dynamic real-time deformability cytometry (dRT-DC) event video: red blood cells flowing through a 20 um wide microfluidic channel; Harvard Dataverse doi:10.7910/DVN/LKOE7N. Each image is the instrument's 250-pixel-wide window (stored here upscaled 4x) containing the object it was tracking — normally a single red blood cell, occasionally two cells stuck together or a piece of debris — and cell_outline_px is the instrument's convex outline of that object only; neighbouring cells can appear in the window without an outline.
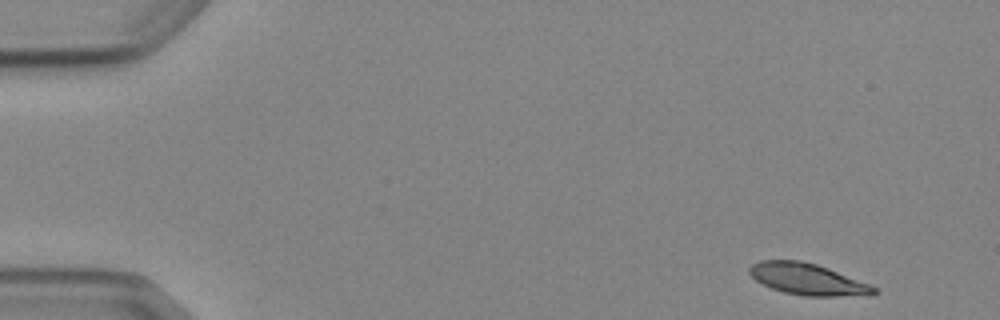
{"species": "Egyptian fruit bat (a non-hibernating species)", "species_latin": "Rousettus aegyptiacus", "temperature_condition": "cold", "stored_images_in_passage": 6, "camera_frame_rate_fps": 3000, "um_per_image_px": 0.085, "animal": {"sex": "female"}, "frame": {"image": 1, "passage_image": 1, "time_ms": 0.0, "image_size_px": [1000, 320], "cell_outline_px": [[880, 292], [872, 296], [804, 296], [784, 292], [772, 288], [756, 280], [748, 272], [748, 268], [752, 264], [760, 260], [800, 260], [816, 264], [828, 268], [868, 284], [876, 288]], "centroid_in_image_um": [68.67, 23.74], "position_along_channel_um": 16.3, "area_um2": 22.83}}
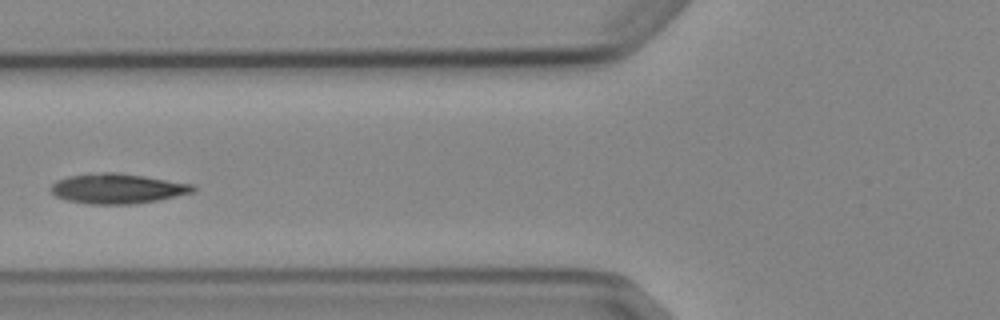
{"frame": {"image": 2, "passage_image": 5, "time_ms": 5.667, "image_size_px": [1000, 320], "cell_outline_px": [[196, 188], [192, 192], [176, 196], [136, 204], [88, 204], [68, 200], [56, 196], [48, 188], [56, 180], [68, 176], [100, 172], [116, 172], [144, 176], [196, 184]], "centroid_in_image_um": [9.97, 16.02], "position_along_channel_um": 115.8, "area_um2": 24.91}}
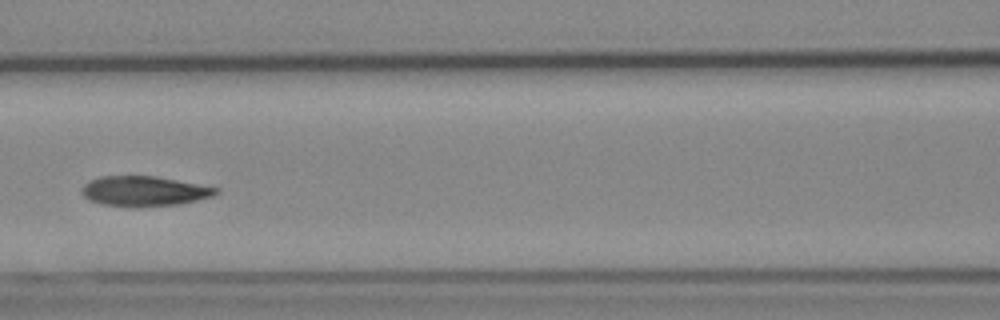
{"frame": {"image": 3, "passage_image": 6, "time_ms": 6.667, "image_size_px": [1000, 320], "cell_outline_px": [[220, 192], [216, 196], [180, 204], [140, 208], [132, 208], [104, 204], [88, 200], [80, 192], [80, 188], [88, 180], [100, 176], [156, 176], [220, 188]], "centroid_in_image_um": [12.26, 16.26], "position_along_channel_um": 154.3, "area_um2": 24.1}}